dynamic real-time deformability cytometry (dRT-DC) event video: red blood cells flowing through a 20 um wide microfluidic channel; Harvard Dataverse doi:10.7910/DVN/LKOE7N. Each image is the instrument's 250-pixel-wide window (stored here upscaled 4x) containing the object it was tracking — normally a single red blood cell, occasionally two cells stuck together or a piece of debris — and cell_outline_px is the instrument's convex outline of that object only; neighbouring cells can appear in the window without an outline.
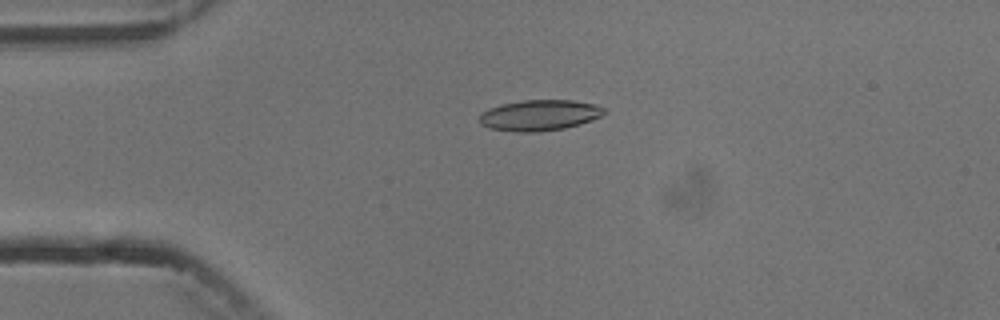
{"species": "common noctule bat (a hibernating species)", "species_latin": "Nyctalus noctula", "temperature_condition": "cold", "stored_images_in_passage": 5, "camera_frame_rate_fps": 3000, "um_per_image_px": 0.085, "animal": {"sex": "male", "body_mass_g": 13.3}, "frame": {"image": 1, "passage_image": 4, "time_ms": 3.333, "image_size_px": [1000, 320], "cell_outline_px": [[608, 112], [592, 120], [580, 124], [564, 128], [536, 132], [516, 132], [488, 128], [480, 124], [480, 112], [488, 108], [520, 100], [572, 100], [596, 104], [604, 108]], "centroid_in_image_um": [45.85, 9.79], "position_along_channel_um": 39.1, "area_um2": 22.54}}